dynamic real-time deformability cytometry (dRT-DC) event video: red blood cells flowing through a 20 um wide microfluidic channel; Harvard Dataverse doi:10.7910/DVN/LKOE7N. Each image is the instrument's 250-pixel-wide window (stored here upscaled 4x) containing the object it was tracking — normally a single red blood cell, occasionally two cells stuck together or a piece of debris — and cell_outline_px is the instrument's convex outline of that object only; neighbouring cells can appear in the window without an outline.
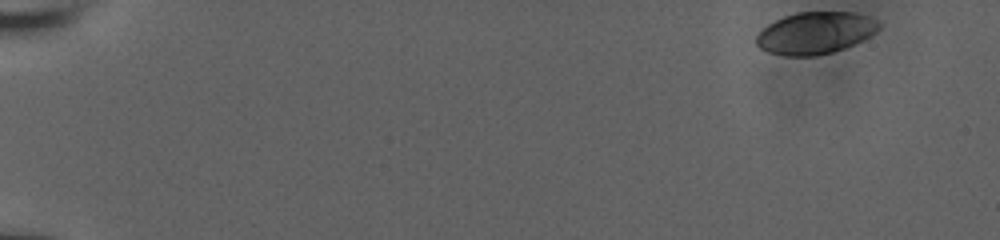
{"species": "human", "species_latin": "Homo sapiens", "temperature_condition": "room temperature", "stored_images_in_passage": 52, "camera_frame_rate_fps": 3000, "um_per_image_px": 0.085, "donor": {"sex": "male"}, "frame": {"image": 1, "passage_image": 1, "time_ms": 0.0, "image_size_px": [1000, 240], "cell_outline_px": [[880, 28], [876, 32], [844, 48], [832, 52], [812, 56], [784, 56], [768, 52], [760, 48], [756, 44], [756, 36], [768, 24], [784, 16], [796, 12], [852, 12], [868, 16], [876, 20], [880, 24]], "centroid_in_image_um": [69.27, 2.8], "position_along_channel_um": 15.7, "area_um2": 29.77}}
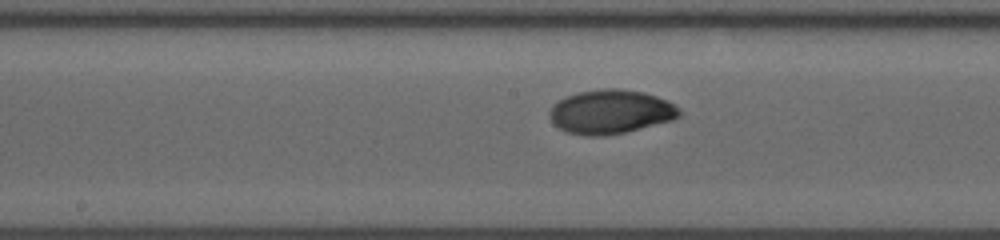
{"frame": {"image": 2, "passage_image": 28, "time_ms": 9.0, "image_size_px": [1000, 240], "cell_outline_px": [[680, 116], [672, 120], [624, 132], [604, 136], [584, 136], [568, 132], [560, 128], [552, 120], [548, 112], [552, 104], [564, 96], [576, 92], [600, 88], [620, 88], [644, 92], [668, 100], [680, 108]], "centroid_in_image_um": [51.89, 9.48], "position_along_channel_um": 196.3, "area_um2": 33.52}}
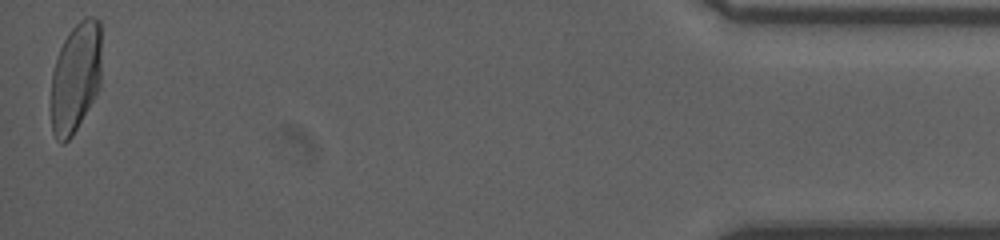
{"frame": {"image": 3, "passage_image": 52, "time_ms": 17.0, "image_size_px": [1000, 240], "cell_outline_px": [[100, 88], [96, 96], [72, 136], [64, 144], [60, 144], [56, 140], [52, 132], [52, 72], [60, 48], [64, 40], [72, 28], [80, 20], [88, 16], [92, 16], [100, 20]], "centroid_in_image_um": [6.44, 6.6], "position_along_channel_um": 428.8, "area_um2": 32.43}, "authors_computed_cell_mechanics": {"area_um2": 31.5588, "velocity_mm_per_s": 3.9145, "shape_relaxation_time_tau1_ms": 2.8939, "shape_relaxation_time_tau2_ms": 0.9905, "deformation_change_tau1": 0.131, "deformation_change_tau2": 0.0226}}